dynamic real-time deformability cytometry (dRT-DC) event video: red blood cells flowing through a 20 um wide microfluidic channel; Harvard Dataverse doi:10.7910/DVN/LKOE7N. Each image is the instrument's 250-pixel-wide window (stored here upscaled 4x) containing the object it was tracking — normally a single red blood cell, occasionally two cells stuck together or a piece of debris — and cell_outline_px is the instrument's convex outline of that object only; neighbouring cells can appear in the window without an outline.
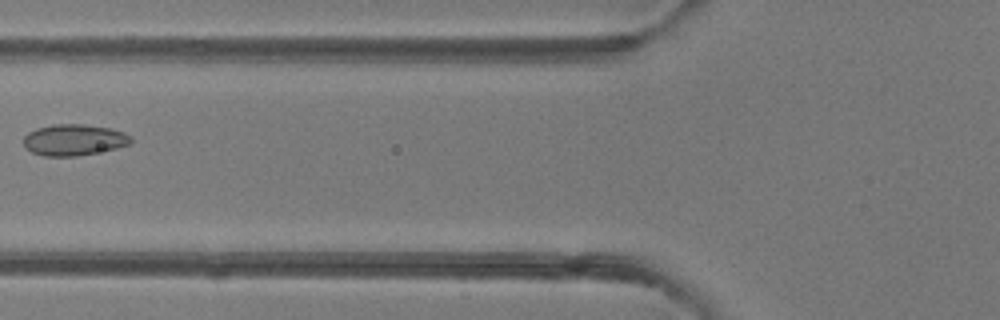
{"species": "common noctule bat (a hibernating species)", "species_latin": "Nyctalus noctula", "temperature_condition": "room temperature", "stored_images_in_passage": 3, "camera_frame_rate_fps": 3000, "um_per_image_px": 0.085, "animal": {"sex": "female"}, "frame": {"image": 1, "passage_image": 3, "time_ms": 2.333, "image_size_px": [1000, 320], "cell_outline_px": [[132, 144], [116, 148], [76, 156], [44, 156], [32, 152], [24, 148], [24, 136], [28, 132], [36, 128], [52, 124], [84, 124], [112, 128], [124, 132], [132, 136]], "centroid_in_image_um": [6.29, 11.88], "position_along_channel_um": 119.5, "area_um2": 19.77}}